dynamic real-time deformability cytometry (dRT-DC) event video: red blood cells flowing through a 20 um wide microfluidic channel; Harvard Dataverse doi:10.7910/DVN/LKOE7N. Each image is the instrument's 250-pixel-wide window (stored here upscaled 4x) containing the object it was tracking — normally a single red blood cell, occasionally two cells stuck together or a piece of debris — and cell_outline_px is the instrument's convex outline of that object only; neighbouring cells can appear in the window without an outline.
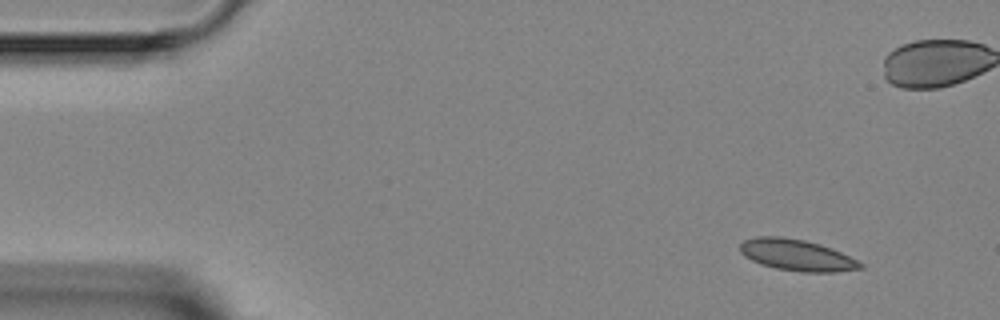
{"species": "Egyptian fruit bat (a non-hibernating species)", "species_latin": "Rousettus aegyptiacus", "temperature_condition": "room temperature", "stored_images_in_passage": 4, "camera_frame_rate_fps": 3000, "um_per_image_px": 0.085, "animal": {"sex": "female"}, "frame": {"image": 1, "passage_image": 1, "time_ms": 0.0, "image_size_px": [1000, 320], "cell_outline_px": [[864, 268], [836, 272], [804, 272], [776, 268], [760, 264], [744, 256], [740, 252], [740, 244], [744, 240], [756, 236], [784, 236], [804, 240], [820, 244], [832, 248], [864, 264]], "centroid_in_image_um": [67.71, 21.67], "position_along_channel_um": 17.3, "area_um2": 22.02}}